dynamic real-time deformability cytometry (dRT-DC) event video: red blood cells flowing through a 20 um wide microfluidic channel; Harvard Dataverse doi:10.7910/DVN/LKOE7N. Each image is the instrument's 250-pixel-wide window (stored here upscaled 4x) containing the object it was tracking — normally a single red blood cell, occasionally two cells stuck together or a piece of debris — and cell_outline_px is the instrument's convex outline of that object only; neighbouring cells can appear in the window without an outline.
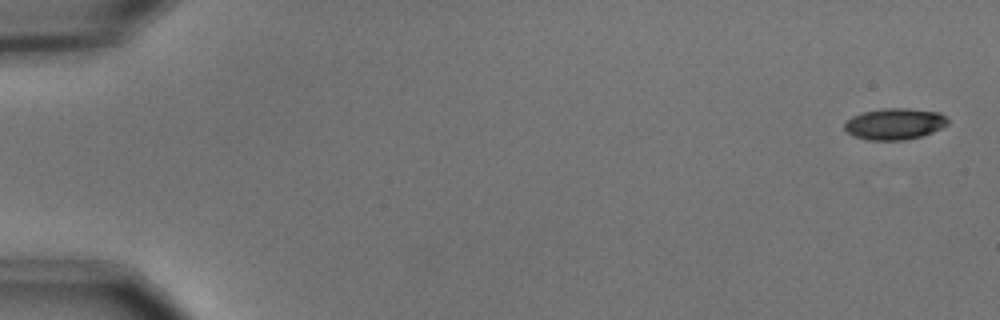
{"species": "common noctule bat (a hibernating species)", "species_latin": "Nyctalus noctula", "temperature_condition": "cold", "stored_images_in_passage": 54, "camera_frame_rate_fps": 3000, "um_per_image_px": 0.085, "animal": {"sex": "male", "body_mass_g": 15.6}, "frame": {"image": 1, "passage_image": 1, "time_ms": 0.0, "image_size_px": [1000, 320], "cell_outline_px": [[948, 124], [932, 132], [920, 136], [904, 140], [868, 140], [852, 136], [844, 128], [844, 124], [852, 116], [864, 112], [884, 108], [908, 108], [940, 112], [948, 120]], "centroid_in_image_um": [76.03, 10.53], "position_along_channel_um": 9.0, "area_um2": 18.79}}
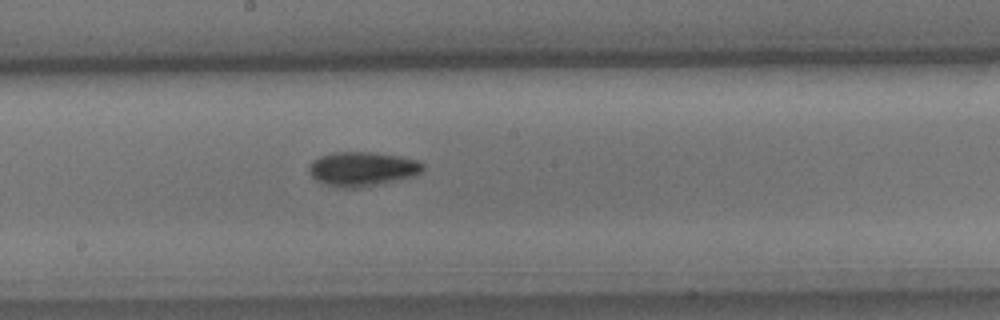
{"frame": {"image": 2, "passage_image": 30, "time_ms": 9.667, "image_size_px": [1000, 320], "cell_outline_px": [[424, 168], [416, 176], [380, 184], [360, 188], [336, 188], [324, 184], [316, 180], [308, 172], [308, 168], [312, 160], [320, 156], [336, 152], [376, 152], [400, 156], [420, 160], [424, 164]], "centroid_in_image_um": [30.81, 14.37], "position_along_channel_um": 217.4, "area_um2": 23.24}}
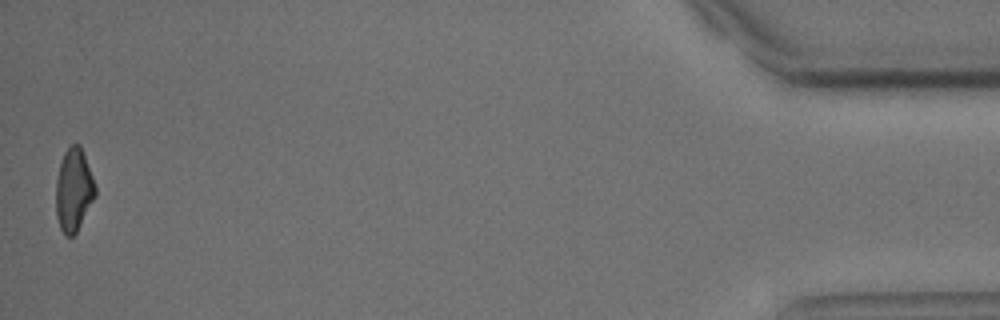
{"frame": {"image": 3, "passage_image": 54, "time_ms": 17.667, "image_size_px": [1000, 320], "cell_outline_px": [[96, 196], [76, 232], [72, 236], [64, 236], [60, 228], [56, 216], [56, 180], [60, 164], [64, 152], [72, 144], [80, 144], [92, 176], [96, 188]], "centroid_in_image_um": [6.26, 16.16], "position_along_channel_um": 428.9, "area_um2": 18.9}, "authors_computed_cell_mechanics": {"area_um2": 20.1433, "velocity_mm_per_s": 3.6991, "shape_relaxation_time_tau1_ms": 3.7981, "shape_relaxation_time_tau2_ms": 9.2371, "deformation_change_tau1": 0.134, "deformation_change_tau2": 0.1593}}